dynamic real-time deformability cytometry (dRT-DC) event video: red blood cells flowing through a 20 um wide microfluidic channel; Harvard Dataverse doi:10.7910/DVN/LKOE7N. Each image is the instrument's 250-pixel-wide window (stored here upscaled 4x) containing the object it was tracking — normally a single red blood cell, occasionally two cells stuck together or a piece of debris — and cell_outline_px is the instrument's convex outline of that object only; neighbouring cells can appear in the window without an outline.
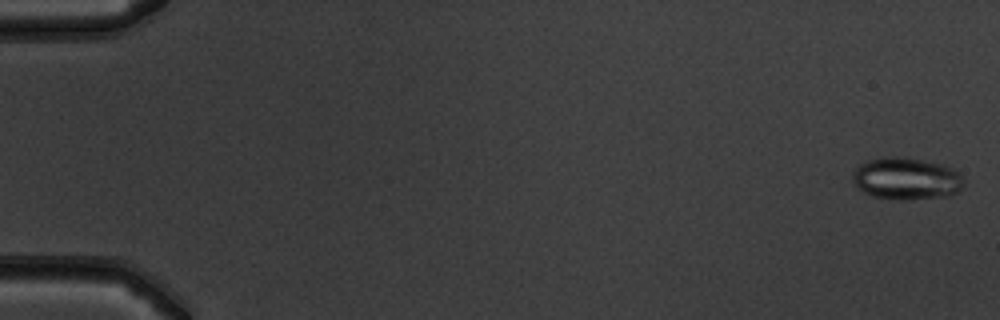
{"species": "common noctule bat (a hibernating species)", "species_latin": "Nyctalus noctula", "temperature_condition": "warm", "stored_images_in_passage": 53, "camera_frame_rate_fps": 3000, "um_per_image_px": 0.085, "animal": {"sex": "male", "body_mass_g": 19.5, "forearm_length_mm": 54.6}, "frame": {"image": 1, "passage_image": 1, "time_ms": 0.0, "image_size_px": [1000, 320], "cell_outline_px": [[964, 184], [956, 192], [948, 196], [908, 200], [900, 200], [872, 196], [864, 192], [852, 180], [852, 172], [860, 164], [868, 160], [892, 156], [920, 160], [944, 164], [960, 172], [964, 180]], "centroid_in_image_um": [77.06, 15.19], "position_along_channel_um": 7.9, "area_um2": 27.22}}
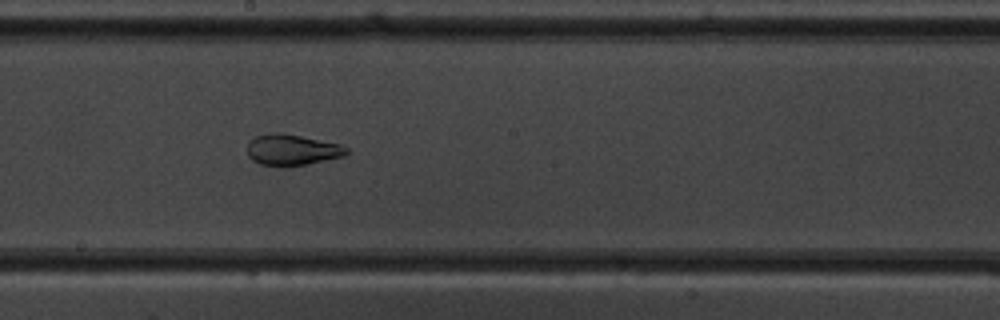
{"frame": {"image": 2, "passage_image": 30, "time_ms": 9.667, "image_size_px": [1000, 320], "cell_outline_px": [[348, 152], [344, 156], [308, 164], [284, 168], [260, 164], [252, 160], [248, 156], [248, 140], [256, 136], [276, 132], [280, 132], [340, 144], [348, 148]], "centroid_in_image_um": [24.8, 12.76], "position_along_channel_um": 223.4, "area_um2": 18.15}}
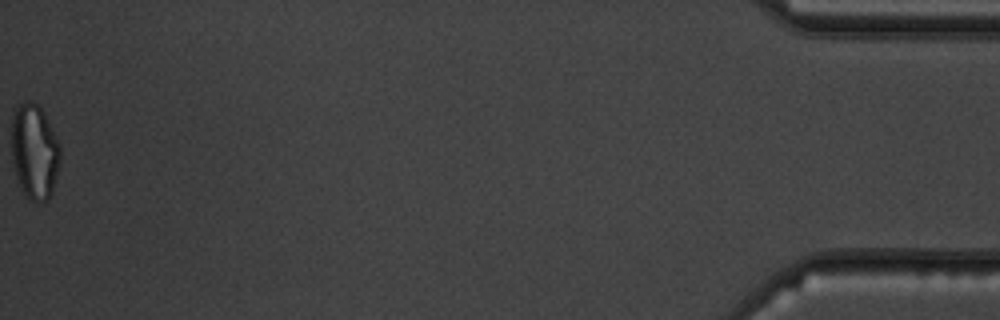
{"frame": {"image": 3, "passage_image": 53, "time_ms": 17.333, "image_size_px": [1000, 320], "cell_outline_px": [[60, 156], [56, 176], [52, 192], [48, 200], [40, 204], [36, 204], [28, 200], [16, 176], [12, 160], [12, 116], [16, 108], [24, 100], [28, 100], [36, 104], [44, 112], [60, 144]], "centroid_in_image_um": [2.93, 12.91], "position_along_channel_um": 432.3, "area_um2": 27.11}, "authors_computed_cell_mechanics": {"area_um2": 24.6806, "velocity_mm_per_s": 3.9268, "shape_relaxation_time_tau1_ms": null, "shape_relaxation_time_tau2_ms": 1.3465, "deformation_change_tau1": null, "deformation_change_tau2": 0.0987}}